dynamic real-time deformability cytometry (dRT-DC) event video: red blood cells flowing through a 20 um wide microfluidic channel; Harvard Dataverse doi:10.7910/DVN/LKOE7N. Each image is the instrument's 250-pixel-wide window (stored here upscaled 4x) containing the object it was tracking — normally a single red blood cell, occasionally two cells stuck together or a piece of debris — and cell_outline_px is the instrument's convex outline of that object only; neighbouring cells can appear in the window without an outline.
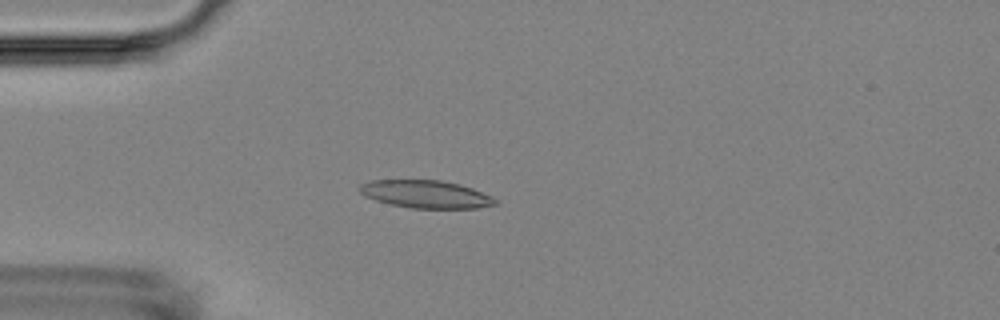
{"species": "Egyptian fruit bat (a non-hibernating species)", "species_latin": "Rousettus aegyptiacus", "temperature_condition": "room temperature", "stored_images_in_passage": 5, "camera_frame_rate_fps": 3000, "um_per_image_px": 0.085, "animal": {"sex": "female"}, "frame": {"image": 1, "passage_image": 5, "time_ms": 4.333, "image_size_px": [1000, 320], "cell_outline_px": [[500, 204], [476, 208], [412, 208], [392, 204], [376, 200], [364, 196], [356, 188], [360, 184], [372, 180], [440, 180], [460, 184], [472, 188], [492, 196], [500, 200]], "centroid_in_image_um": [36.23, 16.5], "position_along_channel_um": 48.8, "area_um2": 22.08}}